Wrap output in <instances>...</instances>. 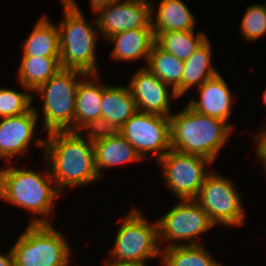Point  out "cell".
Returning <instances> with one entry per match:
<instances>
[{"label": "cell", "mask_w": 266, "mask_h": 266, "mask_svg": "<svg viewBox=\"0 0 266 266\" xmlns=\"http://www.w3.org/2000/svg\"><path fill=\"white\" fill-rule=\"evenodd\" d=\"M84 133L56 131L45 137L43 159L61 193L66 187H84L100 179L95 168L93 135Z\"/></svg>", "instance_id": "obj_1"}, {"label": "cell", "mask_w": 266, "mask_h": 266, "mask_svg": "<svg viewBox=\"0 0 266 266\" xmlns=\"http://www.w3.org/2000/svg\"><path fill=\"white\" fill-rule=\"evenodd\" d=\"M8 165L0 168V200L30 211L33 217L29 224H53L48 217L56 206L54 201L62 194L48 164L43 175L34 169L12 166L10 162Z\"/></svg>", "instance_id": "obj_2"}, {"label": "cell", "mask_w": 266, "mask_h": 266, "mask_svg": "<svg viewBox=\"0 0 266 266\" xmlns=\"http://www.w3.org/2000/svg\"><path fill=\"white\" fill-rule=\"evenodd\" d=\"M170 118L171 149L199 155L214 162L225 147L234 126L224 120L202 115L188 105Z\"/></svg>", "instance_id": "obj_3"}, {"label": "cell", "mask_w": 266, "mask_h": 266, "mask_svg": "<svg viewBox=\"0 0 266 266\" xmlns=\"http://www.w3.org/2000/svg\"><path fill=\"white\" fill-rule=\"evenodd\" d=\"M64 13L57 24L60 40L61 68L100 74L97 65L96 45L99 32L96 21L88 23L76 0H60Z\"/></svg>", "instance_id": "obj_4"}, {"label": "cell", "mask_w": 266, "mask_h": 266, "mask_svg": "<svg viewBox=\"0 0 266 266\" xmlns=\"http://www.w3.org/2000/svg\"><path fill=\"white\" fill-rule=\"evenodd\" d=\"M87 74L61 68L33 93L42 99V123L46 134L75 131V99L79 82Z\"/></svg>", "instance_id": "obj_5"}, {"label": "cell", "mask_w": 266, "mask_h": 266, "mask_svg": "<svg viewBox=\"0 0 266 266\" xmlns=\"http://www.w3.org/2000/svg\"><path fill=\"white\" fill-rule=\"evenodd\" d=\"M71 245L52 224H29L11 248L14 266H70Z\"/></svg>", "instance_id": "obj_6"}, {"label": "cell", "mask_w": 266, "mask_h": 266, "mask_svg": "<svg viewBox=\"0 0 266 266\" xmlns=\"http://www.w3.org/2000/svg\"><path fill=\"white\" fill-rule=\"evenodd\" d=\"M130 212V213H129ZM122 219L116 232L109 260L107 261H134L160 258L161 246L158 239L157 221L149 223L139 209L132 208Z\"/></svg>", "instance_id": "obj_7"}, {"label": "cell", "mask_w": 266, "mask_h": 266, "mask_svg": "<svg viewBox=\"0 0 266 266\" xmlns=\"http://www.w3.org/2000/svg\"><path fill=\"white\" fill-rule=\"evenodd\" d=\"M155 221L158 225L159 243L161 247L165 243L164 248L200 245L197 237L216 227L207 212L194 199L179 200L163 217Z\"/></svg>", "instance_id": "obj_8"}, {"label": "cell", "mask_w": 266, "mask_h": 266, "mask_svg": "<svg viewBox=\"0 0 266 266\" xmlns=\"http://www.w3.org/2000/svg\"><path fill=\"white\" fill-rule=\"evenodd\" d=\"M212 170L194 199L217 226L238 227L245 222V209L235 183Z\"/></svg>", "instance_id": "obj_9"}, {"label": "cell", "mask_w": 266, "mask_h": 266, "mask_svg": "<svg viewBox=\"0 0 266 266\" xmlns=\"http://www.w3.org/2000/svg\"><path fill=\"white\" fill-rule=\"evenodd\" d=\"M163 182L178 200L195 199L206 177V167L213 162L199 155L180 153L170 149L158 161ZM207 171V172H206Z\"/></svg>", "instance_id": "obj_10"}, {"label": "cell", "mask_w": 266, "mask_h": 266, "mask_svg": "<svg viewBox=\"0 0 266 266\" xmlns=\"http://www.w3.org/2000/svg\"><path fill=\"white\" fill-rule=\"evenodd\" d=\"M118 132L146 159L153 153L158 161L171 149L170 118L137 111Z\"/></svg>", "instance_id": "obj_11"}, {"label": "cell", "mask_w": 266, "mask_h": 266, "mask_svg": "<svg viewBox=\"0 0 266 266\" xmlns=\"http://www.w3.org/2000/svg\"><path fill=\"white\" fill-rule=\"evenodd\" d=\"M152 2L150 0H123L95 12L99 35L107 40L112 35L133 29L152 28Z\"/></svg>", "instance_id": "obj_12"}, {"label": "cell", "mask_w": 266, "mask_h": 266, "mask_svg": "<svg viewBox=\"0 0 266 266\" xmlns=\"http://www.w3.org/2000/svg\"><path fill=\"white\" fill-rule=\"evenodd\" d=\"M40 112L33 106L20 115L0 118V159L11 162L14 157L25 154L31 143L44 149L45 138H36L35 130ZM35 137V138H34ZM10 160V161H9Z\"/></svg>", "instance_id": "obj_13"}, {"label": "cell", "mask_w": 266, "mask_h": 266, "mask_svg": "<svg viewBox=\"0 0 266 266\" xmlns=\"http://www.w3.org/2000/svg\"><path fill=\"white\" fill-rule=\"evenodd\" d=\"M127 86L137 110L149 114L169 117L172 114L170 101L179 98L170 86L146 67L138 68L131 75Z\"/></svg>", "instance_id": "obj_14"}, {"label": "cell", "mask_w": 266, "mask_h": 266, "mask_svg": "<svg viewBox=\"0 0 266 266\" xmlns=\"http://www.w3.org/2000/svg\"><path fill=\"white\" fill-rule=\"evenodd\" d=\"M86 78V79H85ZM99 74H87L78 85L75 99V131H101L103 89Z\"/></svg>", "instance_id": "obj_15"}, {"label": "cell", "mask_w": 266, "mask_h": 266, "mask_svg": "<svg viewBox=\"0 0 266 266\" xmlns=\"http://www.w3.org/2000/svg\"><path fill=\"white\" fill-rule=\"evenodd\" d=\"M95 168L102 169L143 160L135 148L118 131H92Z\"/></svg>", "instance_id": "obj_16"}, {"label": "cell", "mask_w": 266, "mask_h": 266, "mask_svg": "<svg viewBox=\"0 0 266 266\" xmlns=\"http://www.w3.org/2000/svg\"><path fill=\"white\" fill-rule=\"evenodd\" d=\"M197 90L199 99L189 100L188 106L199 114L228 122L233 108V96L222 75L218 73L207 79Z\"/></svg>", "instance_id": "obj_17"}, {"label": "cell", "mask_w": 266, "mask_h": 266, "mask_svg": "<svg viewBox=\"0 0 266 266\" xmlns=\"http://www.w3.org/2000/svg\"><path fill=\"white\" fill-rule=\"evenodd\" d=\"M137 111L128 86L107 84L102 92L101 131H118Z\"/></svg>", "instance_id": "obj_18"}, {"label": "cell", "mask_w": 266, "mask_h": 266, "mask_svg": "<svg viewBox=\"0 0 266 266\" xmlns=\"http://www.w3.org/2000/svg\"><path fill=\"white\" fill-rule=\"evenodd\" d=\"M106 41L114 44L109 55L114 61L134 62L143 58L147 65L156 38L153 29H133L116 33Z\"/></svg>", "instance_id": "obj_19"}, {"label": "cell", "mask_w": 266, "mask_h": 266, "mask_svg": "<svg viewBox=\"0 0 266 266\" xmlns=\"http://www.w3.org/2000/svg\"><path fill=\"white\" fill-rule=\"evenodd\" d=\"M158 5L155 10V5L152 3L151 16L154 33L195 30V17L184 1L161 0Z\"/></svg>", "instance_id": "obj_20"}, {"label": "cell", "mask_w": 266, "mask_h": 266, "mask_svg": "<svg viewBox=\"0 0 266 266\" xmlns=\"http://www.w3.org/2000/svg\"><path fill=\"white\" fill-rule=\"evenodd\" d=\"M22 47V56L60 58L57 25H54L46 15L41 16Z\"/></svg>", "instance_id": "obj_21"}, {"label": "cell", "mask_w": 266, "mask_h": 266, "mask_svg": "<svg viewBox=\"0 0 266 266\" xmlns=\"http://www.w3.org/2000/svg\"><path fill=\"white\" fill-rule=\"evenodd\" d=\"M212 45L209 38L184 62V72L181 78V96L191 87H200L207 79L219 72L212 66Z\"/></svg>", "instance_id": "obj_22"}, {"label": "cell", "mask_w": 266, "mask_h": 266, "mask_svg": "<svg viewBox=\"0 0 266 266\" xmlns=\"http://www.w3.org/2000/svg\"><path fill=\"white\" fill-rule=\"evenodd\" d=\"M146 67L162 82L170 86L178 97L181 96V78L184 62L162 49L156 42L153 44Z\"/></svg>", "instance_id": "obj_23"}, {"label": "cell", "mask_w": 266, "mask_h": 266, "mask_svg": "<svg viewBox=\"0 0 266 266\" xmlns=\"http://www.w3.org/2000/svg\"><path fill=\"white\" fill-rule=\"evenodd\" d=\"M17 81L33 93L61 69L60 58L22 56Z\"/></svg>", "instance_id": "obj_24"}, {"label": "cell", "mask_w": 266, "mask_h": 266, "mask_svg": "<svg viewBox=\"0 0 266 266\" xmlns=\"http://www.w3.org/2000/svg\"><path fill=\"white\" fill-rule=\"evenodd\" d=\"M156 43L179 60L189 59L194 52L208 39L204 32L195 34V30L169 31L154 33Z\"/></svg>", "instance_id": "obj_25"}, {"label": "cell", "mask_w": 266, "mask_h": 266, "mask_svg": "<svg viewBox=\"0 0 266 266\" xmlns=\"http://www.w3.org/2000/svg\"><path fill=\"white\" fill-rule=\"evenodd\" d=\"M162 266H223L203 244L176 245L161 249Z\"/></svg>", "instance_id": "obj_26"}, {"label": "cell", "mask_w": 266, "mask_h": 266, "mask_svg": "<svg viewBox=\"0 0 266 266\" xmlns=\"http://www.w3.org/2000/svg\"><path fill=\"white\" fill-rule=\"evenodd\" d=\"M24 92L0 87V118L11 117L28 112L33 106L36 94L22 86Z\"/></svg>", "instance_id": "obj_27"}, {"label": "cell", "mask_w": 266, "mask_h": 266, "mask_svg": "<svg viewBox=\"0 0 266 266\" xmlns=\"http://www.w3.org/2000/svg\"><path fill=\"white\" fill-rule=\"evenodd\" d=\"M240 34L249 42L266 35V4H252L246 8L240 24Z\"/></svg>", "instance_id": "obj_28"}, {"label": "cell", "mask_w": 266, "mask_h": 266, "mask_svg": "<svg viewBox=\"0 0 266 266\" xmlns=\"http://www.w3.org/2000/svg\"><path fill=\"white\" fill-rule=\"evenodd\" d=\"M264 128H259V132H254L253 137L255 138L254 141L256 143V157L260 159L259 161H262L263 167L266 172V125L264 124ZM256 133V135H255Z\"/></svg>", "instance_id": "obj_29"}, {"label": "cell", "mask_w": 266, "mask_h": 266, "mask_svg": "<svg viewBox=\"0 0 266 266\" xmlns=\"http://www.w3.org/2000/svg\"><path fill=\"white\" fill-rule=\"evenodd\" d=\"M120 1L121 0H90V7L93 13H95L97 10L101 8L107 7L111 4H114Z\"/></svg>", "instance_id": "obj_30"}, {"label": "cell", "mask_w": 266, "mask_h": 266, "mask_svg": "<svg viewBox=\"0 0 266 266\" xmlns=\"http://www.w3.org/2000/svg\"><path fill=\"white\" fill-rule=\"evenodd\" d=\"M104 266H147V263L134 261H105Z\"/></svg>", "instance_id": "obj_31"}, {"label": "cell", "mask_w": 266, "mask_h": 266, "mask_svg": "<svg viewBox=\"0 0 266 266\" xmlns=\"http://www.w3.org/2000/svg\"><path fill=\"white\" fill-rule=\"evenodd\" d=\"M0 266H14L11 248L7 254L0 252Z\"/></svg>", "instance_id": "obj_32"}, {"label": "cell", "mask_w": 266, "mask_h": 266, "mask_svg": "<svg viewBox=\"0 0 266 266\" xmlns=\"http://www.w3.org/2000/svg\"><path fill=\"white\" fill-rule=\"evenodd\" d=\"M262 99L264 100V104L266 105V88L262 94Z\"/></svg>", "instance_id": "obj_33"}]
</instances>
